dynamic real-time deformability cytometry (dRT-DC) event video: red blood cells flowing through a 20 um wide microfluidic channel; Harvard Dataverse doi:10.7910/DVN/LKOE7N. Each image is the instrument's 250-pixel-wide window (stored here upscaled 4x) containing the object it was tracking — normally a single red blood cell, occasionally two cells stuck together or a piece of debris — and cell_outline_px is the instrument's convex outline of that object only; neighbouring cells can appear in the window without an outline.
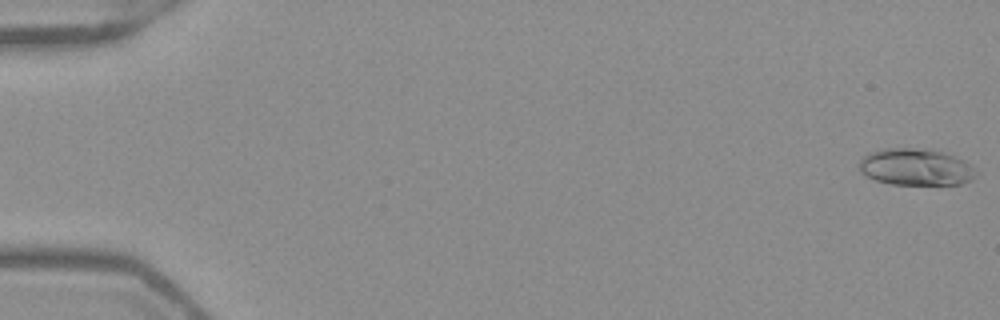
{"species": "Egyptian fruit bat (a non-hibernating species)", "species_latin": "Rousettus aegyptiacus", "temperature_condition": "warm", "stored_images_in_passage": 53, "camera_frame_rate_fps": 3000, "um_per_image_px": 0.085, "frame": {"image": 1, "passage_image": 1, "time_ms": 0.0, "image_size_px": [1000, 320], "cell_outline_px": [[980, 172], [972, 180], [960, 184], [892, 184], [876, 180], [864, 176], [860, 172], [856, 164], [868, 152], [884, 148], [924, 148], [944, 152], [964, 160]], "centroid_in_image_um": [77.83, 14.19], "position_along_channel_um": 7.2, "area_um2": 25.49}}
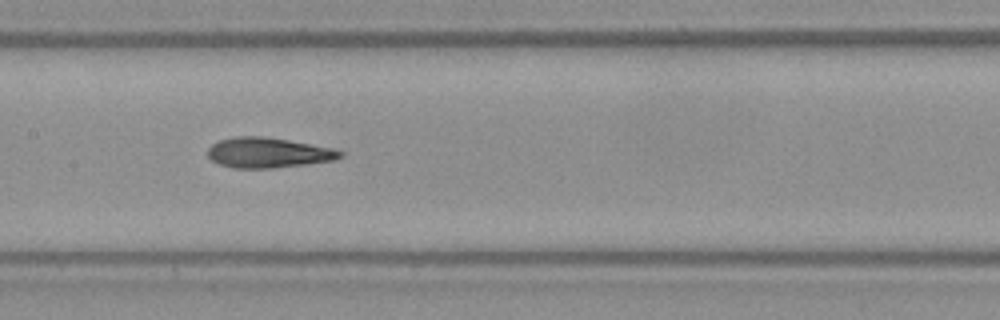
{"frame": {"image": 2, "passage_image": 27, "time_ms": 8.667, "image_size_px": [1000, 320], "cell_outline_px": [[344, 156], [336, 160], [272, 168], [232, 168], [220, 164], [212, 160], [208, 156], [208, 148], [212, 144], [220, 140], [236, 136], [264, 136], [312, 144], [332, 148], [344, 152]], "centroid_in_image_um": [22.81, 12.97], "position_along_channel_um": 184.6, "area_um2": 23.29}}
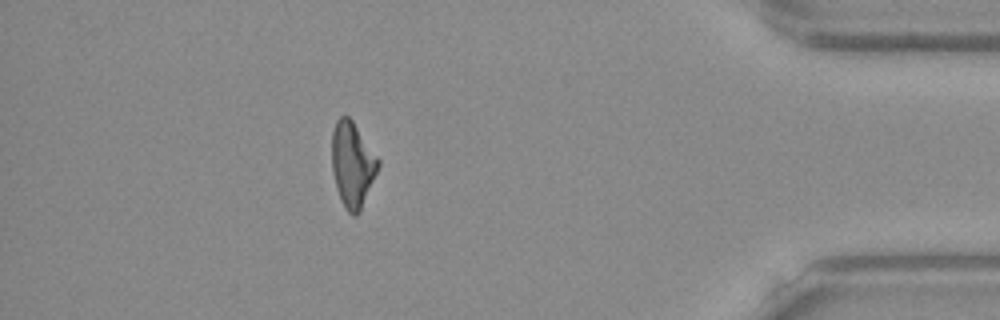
{"frame": {"image": 3, "passage_image": 47, "time_ms": 15.333, "image_size_px": [1000, 320], "cell_outline_px": [[380, 164], [360, 212], [356, 216], [352, 216], [344, 208], [340, 200], [336, 188], [332, 168], [332, 132], [336, 120], [340, 116], [348, 116], [352, 120], [380, 160]], "centroid_in_image_um": [29.95, 14.0], "position_along_channel_um": 405.3, "area_um2": 23.0}, "authors_computed_cell_mechanics": {"area_um2": 23.409, "velocity_mm_per_s": 3.9538, "shape_relaxation_time_tau1_ms": 4.5742, "shape_relaxation_time_tau2_ms": 2.5141, "deformation_change_tau1": 0.1895, "deformation_change_tau2": 0.117}}